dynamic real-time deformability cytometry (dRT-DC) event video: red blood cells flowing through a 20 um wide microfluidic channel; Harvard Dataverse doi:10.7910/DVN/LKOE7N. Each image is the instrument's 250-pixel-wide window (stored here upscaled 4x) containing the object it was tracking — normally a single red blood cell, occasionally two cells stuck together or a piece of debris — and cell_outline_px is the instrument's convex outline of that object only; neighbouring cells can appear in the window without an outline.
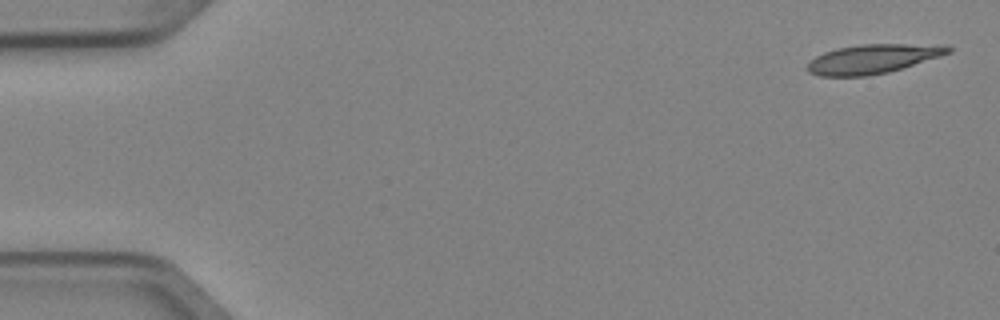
{"species": "Egyptian fruit bat (a non-hibernating species)", "species_latin": "Rousettus aegyptiacus", "temperature_condition": "cold", "stored_images_in_passage": 3, "camera_frame_rate_fps": 3000, "um_per_image_px": 0.085, "animal": {"sex": "female"}, "frame": {"image": 1, "passage_image": 1, "time_ms": 0.0, "image_size_px": [1000, 320], "cell_outline_px": [[952, 52], [904, 68], [888, 72], [868, 76], [820, 76], [808, 72], [808, 60], [824, 52], [836, 48], [860, 44], [948, 44], [952, 48]], "centroid_in_image_um": [74.23, 4.99], "position_along_channel_um": 10.8, "area_um2": 24.28}}